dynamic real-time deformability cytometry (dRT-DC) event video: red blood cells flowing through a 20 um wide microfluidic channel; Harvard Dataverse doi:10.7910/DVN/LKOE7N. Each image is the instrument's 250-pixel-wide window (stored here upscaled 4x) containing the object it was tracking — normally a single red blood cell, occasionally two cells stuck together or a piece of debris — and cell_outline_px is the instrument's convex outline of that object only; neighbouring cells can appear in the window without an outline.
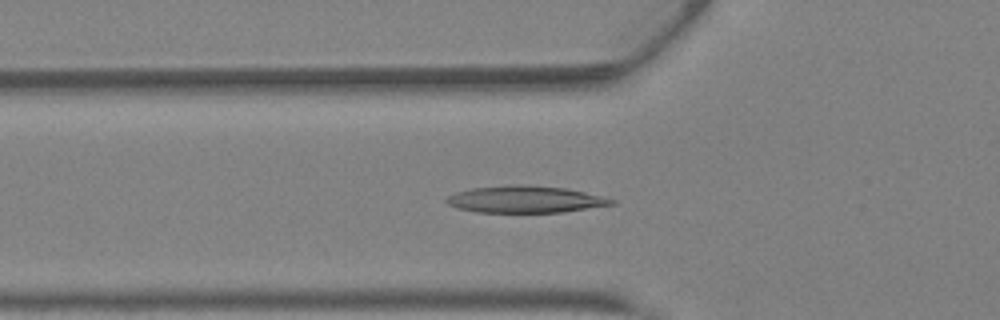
{"species": "Egyptian fruit bat (a non-hibernating species)", "species_latin": "Rousettus aegyptiacus", "temperature_condition": "warm", "stored_images_in_passage": 38, "camera_frame_rate_fps": 3000, "um_per_image_px": 0.085, "animal": {"sex": "female"}, "frame": {"image": 1, "passage_image": 11, "time_ms": 3.333, "image_size_px": [1000, 320], "cell_outline_px": [[616, 204], [560, 212], [476, 212], [460, 208], [448, 204], [444, 200], [448, 196], [456, 192], [468, 188], [520, 184], [564, 188], [584, 192], [616, 200]], "centroid_in_image_um": [44.61, 16.94], "position_along_channel_um": 81.2, "area_um2": 25.61}}
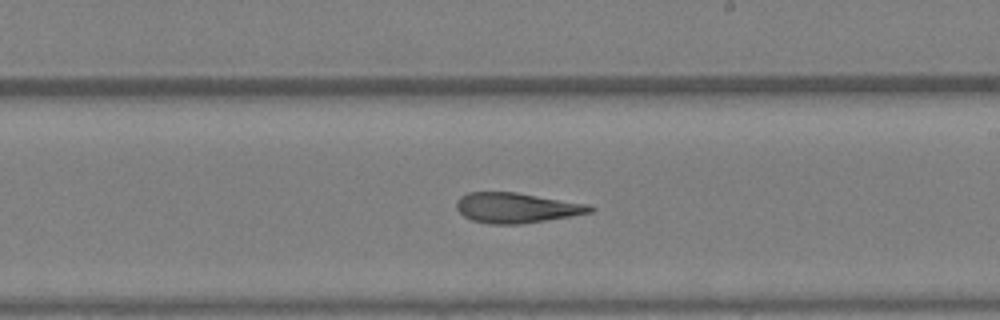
{"frame": {"image": 2, "passage_image": 21, "time_ms": 6.667, "image_size_px": [1000, 320], "cell_outline_px": [[596, 208], [592, 212], [572, 216], [520, 224], [488, 224], [472, 220], [464, 216], [456, 208], [456, 200], [460, 196], [468, 192], [516, 192], [592, 204]], "centroid_in_image_um": [43.93, 17.65], "position_along_channel_um": 245.1, "area_um2": 23.76}}
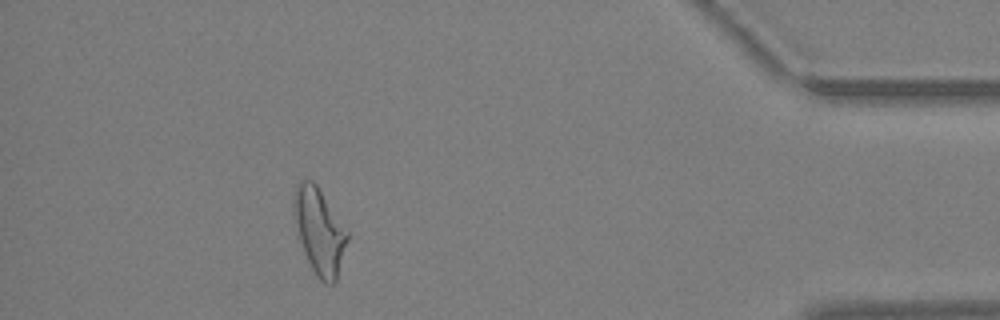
{"frame": {"image": 3, "passage_image": 34, "time_ms": 11.0, "image_size_px": [1000, 320], "cell_outline_px": [[348, 240], [336, 280], [332, 284], [324, 284], [316, 276], [304, 252], [300, 240], [292, 204], [292, 196], [296, 184], [300, 180], [312, 180], [316, 184], [348, 232]], "centroid_in_image_um": [27.13, 19.63], "position_along_channel_um": 408.1, "area_um2": 26.41}}